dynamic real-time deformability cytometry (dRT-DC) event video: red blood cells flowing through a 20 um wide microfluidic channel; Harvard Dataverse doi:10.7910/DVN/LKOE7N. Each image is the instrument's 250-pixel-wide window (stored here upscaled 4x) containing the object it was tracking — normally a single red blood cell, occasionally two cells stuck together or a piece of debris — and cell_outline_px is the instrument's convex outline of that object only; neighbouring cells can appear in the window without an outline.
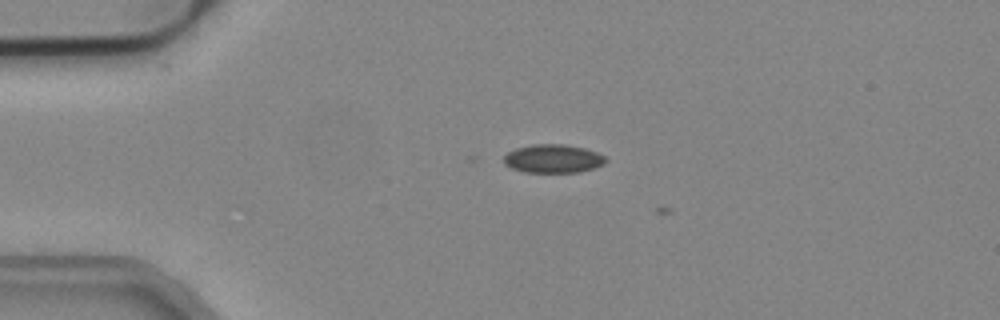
{"species": "common noctule bat (a hibernating species)", "species_latin": "Nyctalus noctula", "temperature_condition": "cold", "stored_images_in_passage": 7, "camera_frame_rate_fps": 3000, "um_per_image_px": 0.085, "animal": {"sex": "male", "body_mass_g": 19.2, "forearm_length_mm": 51.8}, "frame": {"image": 1, "passage_image": 3, "time_ms": 0.667, "image_size_px": [1000, 320], "cell_outline_px": [[608, 160], [604, 164], [596, 168], [580, 172], [524, 172], [512, 168], [504, 164], [504, 156], [508, 152], [516, 148], [532, 144], [564, 144], [584, 148], [596, 152], [604, 156]], "centroid_in_image_um": [47.03, 13.49], "position_along_channel_um": 38.0, "area_um2": 16.99}}